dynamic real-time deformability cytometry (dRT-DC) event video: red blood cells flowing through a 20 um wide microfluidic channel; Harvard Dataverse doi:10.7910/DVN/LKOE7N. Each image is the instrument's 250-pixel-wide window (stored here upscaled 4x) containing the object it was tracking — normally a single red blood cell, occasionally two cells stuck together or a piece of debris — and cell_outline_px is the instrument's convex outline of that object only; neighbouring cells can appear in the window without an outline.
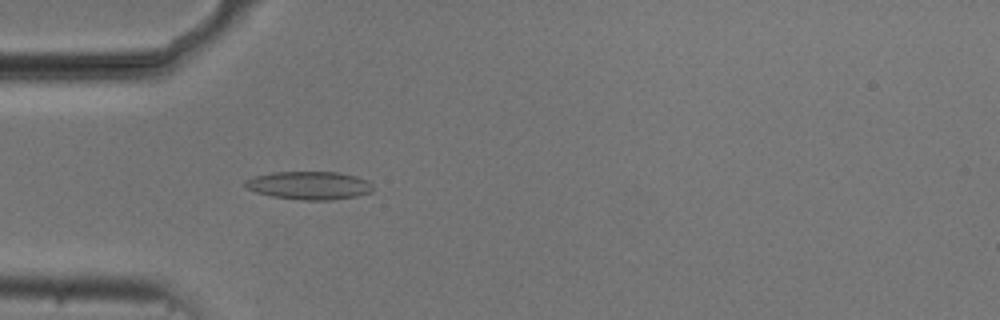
{"species": "common noctule bat (a hibernating species)", "species_latin": "Nyctalus noctula", "temperature_condition": "cold", "stored_images_in_passage": 54, "camera_frame_rate_fps": 3000, "um_per_image_px": 0.085, "animal": {"sex": "male", "body_mass_g": 20.5, "forearm_length_mm": 52.5}, "frame": {"image": 1, "passage_image": 16, "time_ms": 5.0, "image_size_px": [1000, 320], "cell_outline_px": [[372, 192], [356, 196], [328, 200], [300, 200], [272, 196], [256, 192], [244, 188], [244, 180], [256, 176], [272, 172], [336, 172], [356, 176], [368, 180], [372, 184]], "centroid_in_image_um": [26.26, 15.76], "position_along_channel_um": 58.7, "area_um2": 20.98}}
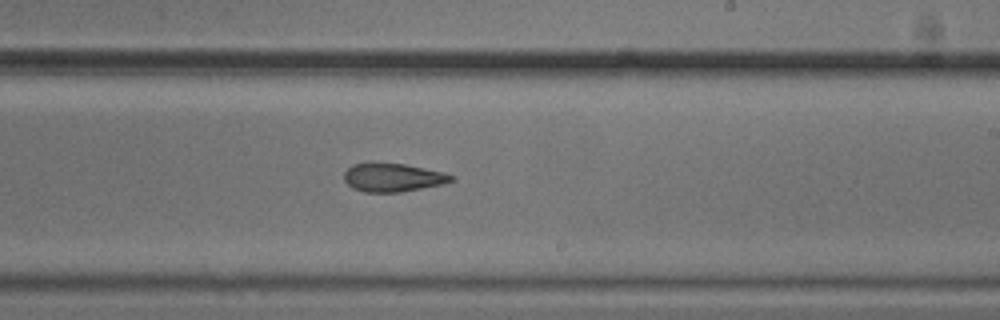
{"frame": {"image": 2, "passage_image": 32, "time_ms": 10.333, "image_size_px": [1000, 320], "cell_outline_px": [[456, 176], [452, 180], [444, 184], [400, 192], [364, 192], [352, 188], [344, 180], [344, 172], [352, 164], [372, 160], [404, 164], [444, 172]], "centroid_in_image_um": [33.35, 15.05], "position_along_channel_um": 255.7, "area_um2": 18.26}}
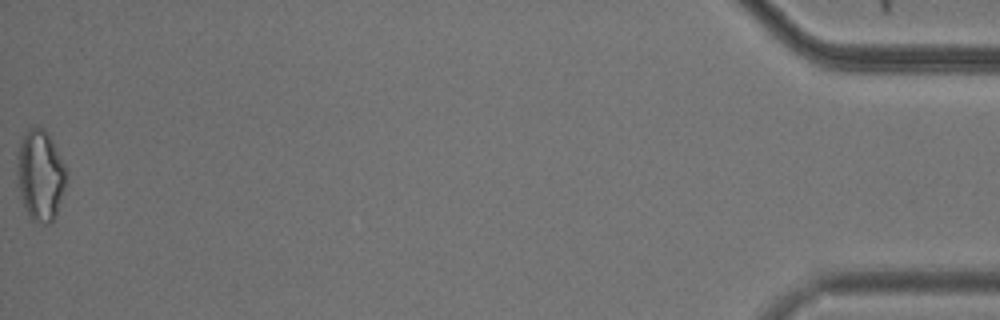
{"frame": {"image": 3, "passage_image": 54, "time_ms": 17.667, "image_size_px": [1000, 320], "cell_outline_px": [[68, 168], [64, 188], [56, 216], [48, 224], [40, 224], [32, 220], [20, 196], [16, 184], [16, 156], [20, 140], [28, 128], [44, 128], [52, 140]], "centroid_in_image_um": [3.41, 14.88], "position_along_channel_um": 431.8, "area_um2": 26.47}, "authors_computed_cell_mechanics": {"area_um2": 19.5653, "velocity_mm_per_s": 3.7386, "shape_relaxation_time_tau1_ms": null, "shape_relaxation_time_tau2_ms": 4.1364, "deformation_change_tau1": null, "deformation_change_tau2": 0.1328}}